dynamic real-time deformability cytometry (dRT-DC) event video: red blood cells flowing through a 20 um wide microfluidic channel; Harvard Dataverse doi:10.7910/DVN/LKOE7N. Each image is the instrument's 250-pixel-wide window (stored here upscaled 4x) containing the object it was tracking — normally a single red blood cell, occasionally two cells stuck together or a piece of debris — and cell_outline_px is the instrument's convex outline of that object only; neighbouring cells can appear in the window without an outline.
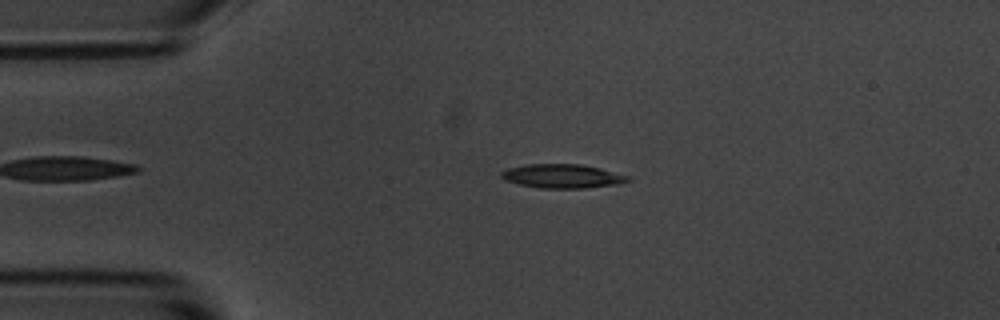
{"species": "common noctule bat (a hibernating species)", "species_latin": "Nyctalus noctula", "temperature_condition": "room temperature", "stored_images_in_passage": 4, "camera_frame_rate_fps": 3000, "um_per_image_px": 0.085, "animal": {"sex": "male", "body_mass_g": 20.1, "forearm_length_mm": 53.5}, "frame": {"image": 1, "passage_image": 3, "time_ms": 2.333, "image_size_px": [1000, 320], "cell_outline_px": [[632, 180], [620, 184], [584, 188], [540, 188], [520, 184], [504, 180], [500, 176], [500, 172], [508, 168], [528, 164], [580, 164], [600, 168], [628, 176]], "centroid_in_image_um": [47.8, 14.97], "position_along_channel_um": 37.2, "area_um2": 17.63}}